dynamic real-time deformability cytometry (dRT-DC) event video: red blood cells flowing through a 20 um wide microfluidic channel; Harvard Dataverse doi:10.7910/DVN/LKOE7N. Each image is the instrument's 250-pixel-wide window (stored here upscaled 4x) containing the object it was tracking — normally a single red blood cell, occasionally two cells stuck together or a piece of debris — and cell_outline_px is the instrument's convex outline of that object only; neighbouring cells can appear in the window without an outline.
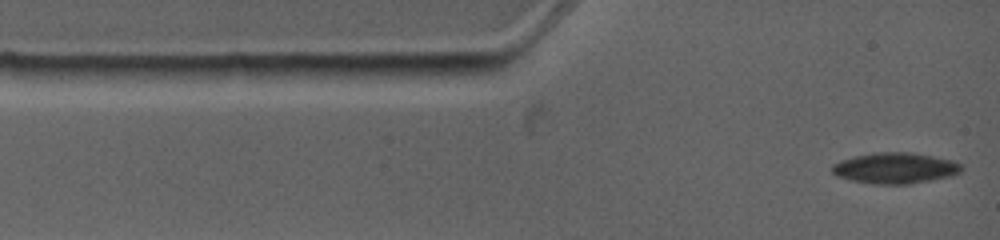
{"species": "common noctule bat (a hibernating species)", "species_latin": "Nyctalus noctula", "temperature_condition": "warm", "stored_images_in_passage": 5, "camera_frame_rate_fps": 4500, "um_per_image_px": 0.085, "animal": {"sex": "female", "body_mass_g": 19.0, "forearm_length_mm": 53.3}, "frame": {"image": 1, "passage_image": 1, "time_ms": 0.0, "image_size_px": [1000, 240], "cell_outline_px": [[964, 168], [960, 172], [952, 176], [912, 184], [876, 184], [852, 180], [836, 176], [832, 172], [832, 164], [840, 160], [856, 156], [880, 152], [912, 152], [952, 160], [960, 164]], "centroid_in_image_um": [76.11, 14.29], "position_along_channel_um": 8.9, "area_um2": 23.29}}
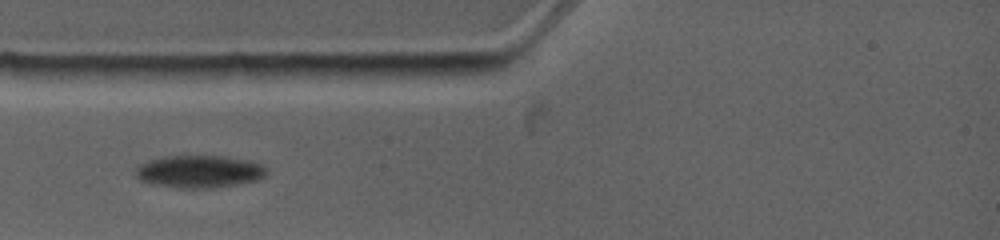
{"frame": {"image": 2, "passage_image": 4, "time_ms": 2.667, "image_size_px": [1000, 240], "cell_outline_px": [[264, 176], [256, 180], [236, 184], [212, 188], [184, 188], [152, 184], [140, 180], [136, 176], [136, 168], [140, 164], [148, 160], [164, 156], [224, 156], [248, 160], [260, 164], [264, 168]], "centroid_in_image_um": [16.88, 14.57], "position_along_channel_um": 68.1, "area_um2": 24.51}}